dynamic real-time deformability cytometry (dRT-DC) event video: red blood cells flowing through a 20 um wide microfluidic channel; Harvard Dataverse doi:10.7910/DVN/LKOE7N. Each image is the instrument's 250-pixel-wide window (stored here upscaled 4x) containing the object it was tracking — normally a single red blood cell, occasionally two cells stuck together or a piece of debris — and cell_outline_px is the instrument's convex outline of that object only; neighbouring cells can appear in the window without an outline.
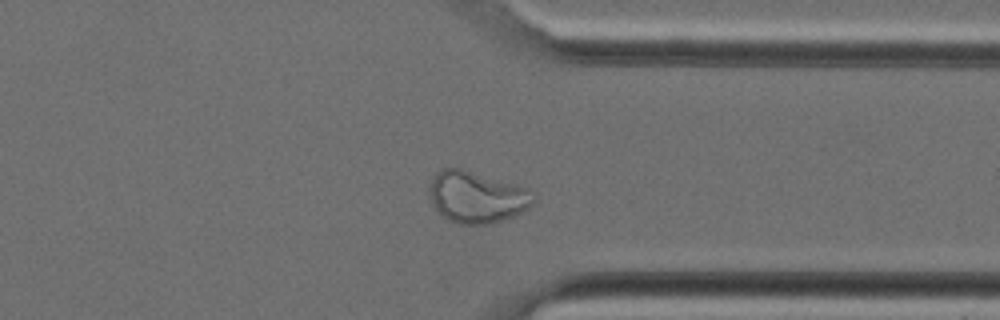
{"species": "Egyptian fruit bat (a non-hibernating species)", "species_latin": "Rousettus aegyptiacus", "temperature_condition": "cold", "stored_images_in_passage": 33, "camera_frame_rate_fps": 3000, "um_per_image_px": 0.085, "animal": {"sex": "female"}, "frame": {"image": 1, "passage_image": 24, "time_ms": 7.667, "image_size_px": [1000, 320], "cell_outline_px": [[536, 200], [528, 208], [512, 216], [492, 224], [456, 224], [448, 220], [436, 208], [428, 192], [428, 188], [436, 172], [440, 168], [460, 168], [512, 184], [524, 188]], "centroid_in_image_um": [40.46, 16.76], "position_along_channel_um": 370.9, "area_um2": 30.63}}
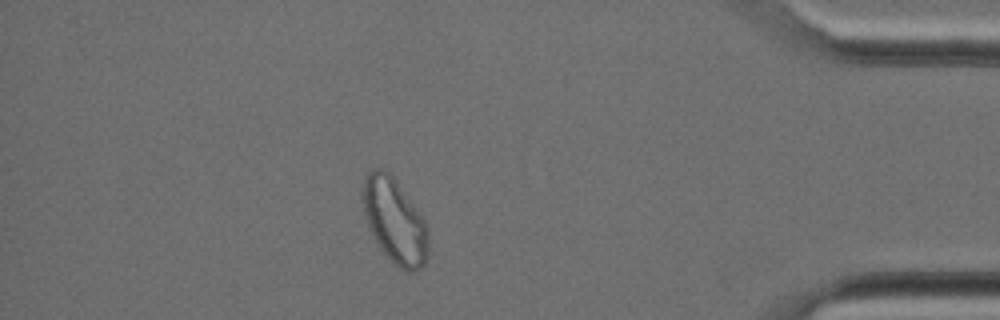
{"frame": {"image": 2, "passage_image": 28, "time_ms": 9.0, "image_size_px": [1000, 320], "cell_outline_px": [[428, 256], [424, 264], [416, 272], [404, 272], [392, 264], [388, 260], [372, 236], [360, 200], [360, 192], [364, 176], [372, 168], [380, 168], [388, 172], [396, 180], [416, 208], [428, 232]], "centroid_in_image_um": [33.5, 18.8], "position_along_channel_um": 401.7, "area_um2": 32.89}}